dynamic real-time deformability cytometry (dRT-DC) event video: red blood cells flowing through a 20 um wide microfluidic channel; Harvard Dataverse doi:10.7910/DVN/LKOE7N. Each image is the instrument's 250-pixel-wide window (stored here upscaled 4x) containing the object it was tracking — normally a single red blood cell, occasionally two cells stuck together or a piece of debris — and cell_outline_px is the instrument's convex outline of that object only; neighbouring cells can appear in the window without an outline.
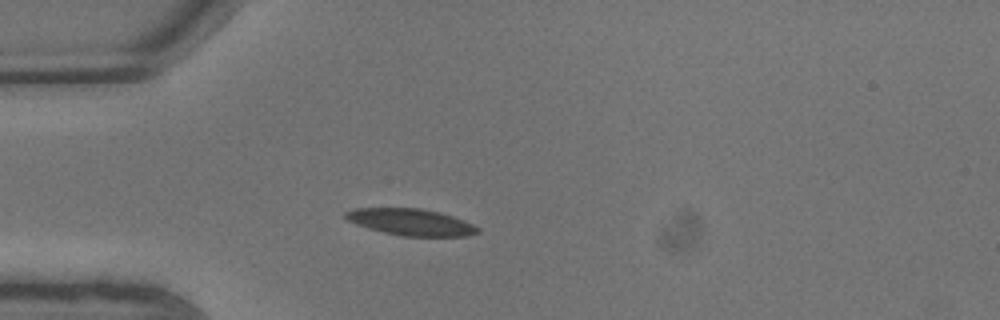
{"species": "common noctule bat (a hibernating species)", "species_latin": "Nyctalus noctula", "temperature_condition": "warm", "stored_images_in_passage": 7, "camera_frame_rate_fps": 3000, "um_per_image_px": 0.085, "animal": {"sex": "male", "body_mass_g": 13.3}, "frame": {"image": 1, "passage_image": 4, "time_ms": 1.0, "image_size_px": [1000, 320], "cell_outline_px": [[480, 232], [464, 236], [400, 236], [368, 228], [356, 224], [348, 220], [344, 216], [344, 212], [356, 208], [420, 208], [440, 212], [452, 216], [472, 224], [480, 228]], "centroid_in_image_um": [34.91, 18.87], "position_along_channel_um": 50.1, "area_um2": 20.4}}
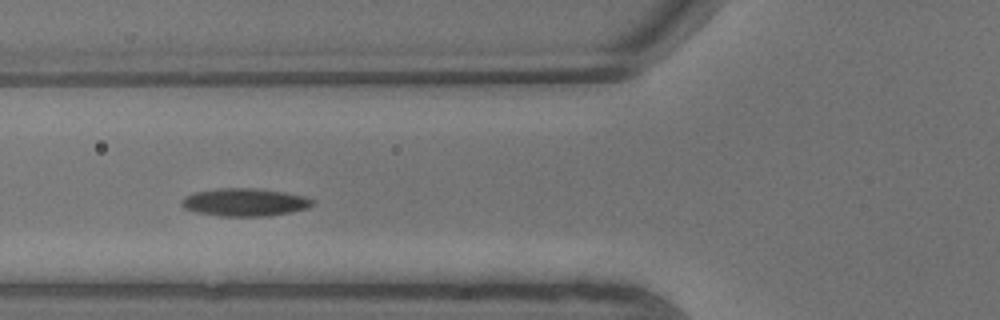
{"frame": {"image": 2, "passage_image": 6, "time_ms": 1.667, "image_size_px": [1000, 320], "cell_outline_px": [[312, 204], [308, 208], [268, 216], [216, 216], [196, 212], [184, 208], [180, 204], [180, 200], [184, 196], [196, 192], [220, 188], [252, 188], [284, 192], [304, 196], [312, 200]], "centroid_in_image_um": [20.74, 17.19], "position_along_channel_um": 105.1, "area_um2": 21.1}}
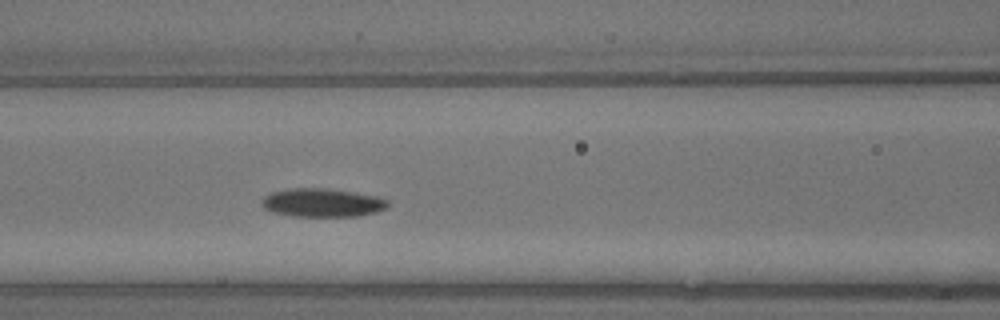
{"frame": {"image": 3, "passage_image": 7, "time_ms": 2.0, "image_size_px": [1000, 320], "cell_outline_px": [[388, 204], [384, 208], [376, 212], [360, 216], [292, 216], [272, 212], [264, 208], [260, 204], [260, 200], [264, 196], [272, 192], [292, 188], [328, 188], [376, 196], [388, 200]], "centroid_in_image_um": [27.35, 17.23], "position_along_channel_um": 139.3, "area_um2": 20.92}}